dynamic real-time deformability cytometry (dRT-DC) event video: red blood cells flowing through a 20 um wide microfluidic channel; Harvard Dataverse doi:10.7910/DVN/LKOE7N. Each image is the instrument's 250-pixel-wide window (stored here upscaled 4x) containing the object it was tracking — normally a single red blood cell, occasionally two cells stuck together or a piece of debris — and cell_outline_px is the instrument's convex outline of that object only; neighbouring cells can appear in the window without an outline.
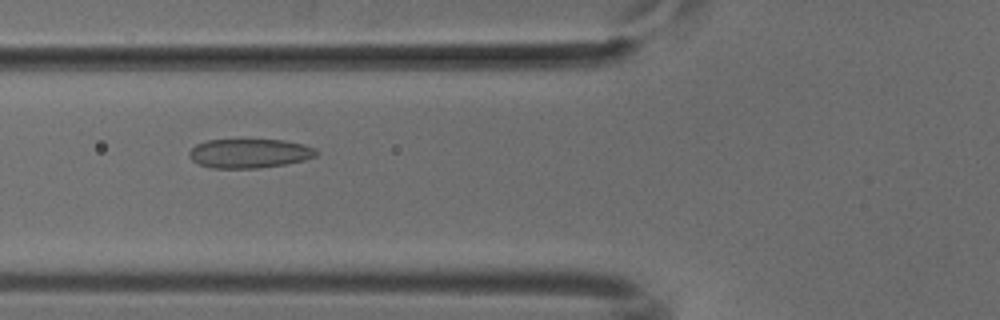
{"species": "common noctule bat (a hibernating species)", "species_latin": "Nyctalus noctula", "temperature_condition": "cold", "stored_images_in_passage": 52, "camera_frame_rate_fps": 3000, "um_per_image_px": 0.085, "animal": {"sex": "male", "body_mass_g": 18.8}, "frame": {"image": 1, "passage_image": 20, "time_ms": 6.333, "image_size_px": [1000, 320], "cell_outline_px": [[320, 152], [316, 156], [304, 160], [284, 164], [256, 168], [212, 168], [200, 164], [192, 160], [188, 156], [188, 152], [196, 144], [208, 140], [284, 140], [304, 144], [316, 148]], "centroid_in_image_um": [21.22, 13.03], "position_along_channel_um": 104.6, "area_um2": 21.62}}
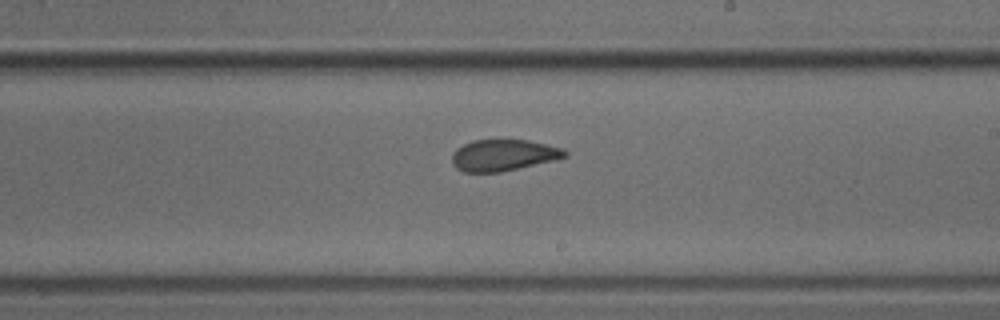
{"frame": {"image": 2, "passage_image": 31, "time_ms": 10.0, "image_size_px": [1000, 320], "cell_outline_px": [[568, 156], [556, 160], [500, 172], [464, 172], [456, 168], [452, 164], [452, 156], [456, 148], [472, 140], [528, 140], [564, 148], [568, 152]], "centroid_in_image_um": [42.81, 13.19], "position_along_channel_um": 246.2, "area_um2": 20.75}}
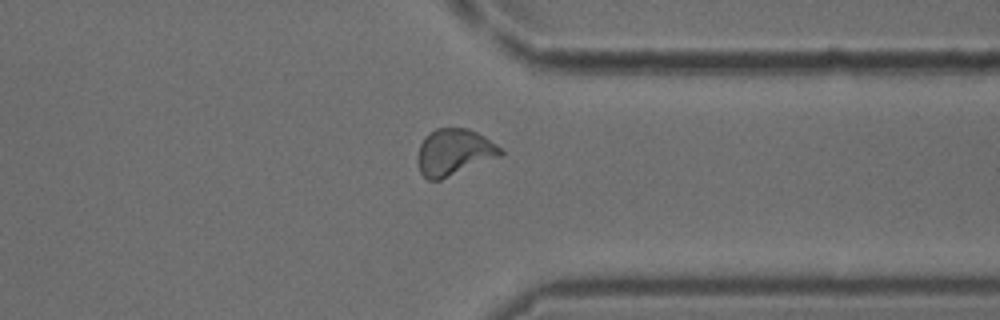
{"frame": {"image": 3, "passage_image": 41, "time_ms": 13.333, "image_size_px": [1000, 320], "cell_outline_px": [[504, 152], [500, 156], [440, 180], [428, 180], [420, 172], [416, 160], [420, 144], [424, 136], [428, 132], [436, 128], [468, 128], [484, 136], [496, 144]], "centroid_in_image_um": [38.55, 12.93], "position_along_channel_um": 372.8, "area_um2": 22.48}}